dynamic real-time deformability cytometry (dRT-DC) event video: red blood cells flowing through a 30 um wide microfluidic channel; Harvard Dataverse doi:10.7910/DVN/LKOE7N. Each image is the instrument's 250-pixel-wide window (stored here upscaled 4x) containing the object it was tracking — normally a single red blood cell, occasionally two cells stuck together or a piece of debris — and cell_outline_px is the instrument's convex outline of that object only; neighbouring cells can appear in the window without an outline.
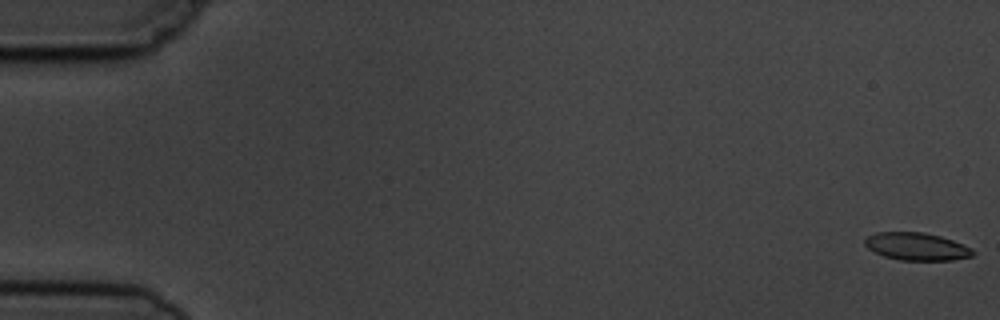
{"species": "common noctule bat (a hibernating species)", "species_latin": "Nyctalus noctula", "temperature_condition": "cold", "stored_images_in_passage": 15, "camera_frame_rate_fps": 3000, "um_per_image_px": 0.085, "animal": {"sex": "male", "body_mass_g": 19.5, "forearm_length_mm": 54.6}, "frame": {"image": 1, "passage_image": 1, "time_ms": 0.0, "image_size_px": [1000, 320], "cell_outline_px": [[972, 256], [952, 260], [900, 260], [884, 256], [868, 248], [864, 244], [864, 240], [868, 236], [876, 232], [924, 232], [940, 236], [952, 240], [972, 248]], "centroid_in_image_um": [77.89, 20.94], "position_along_channel_um": 7.1, "area_um2": 17.22}}
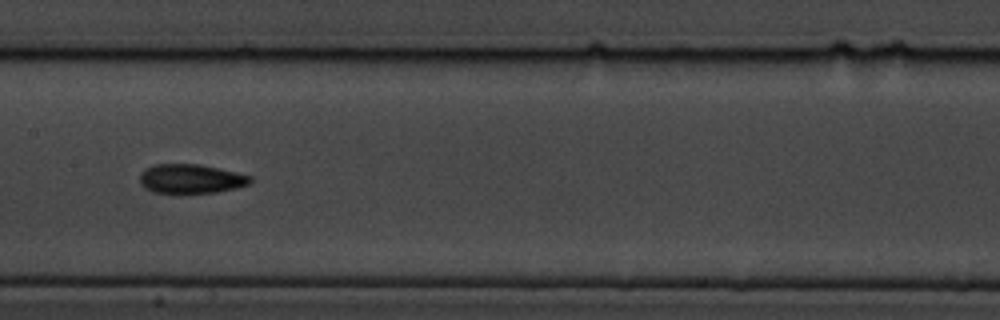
{"frame": {"image": 2, "passage_image": 8, "time_ms": 9.0, "image_size_px": [1000, 320], "cell_outline_px": [[252, 180], [248, 184], [236, 188], [216, 192], [152, 192], [144, 188], [140, 184], [140, 172], [144, 168], [156, 164], [200, 164], [252, 176]], "centroid_in_image_um": [16.19, 15.18], "position_along_channel_um": 191.2, "area_um2": 18.67}}
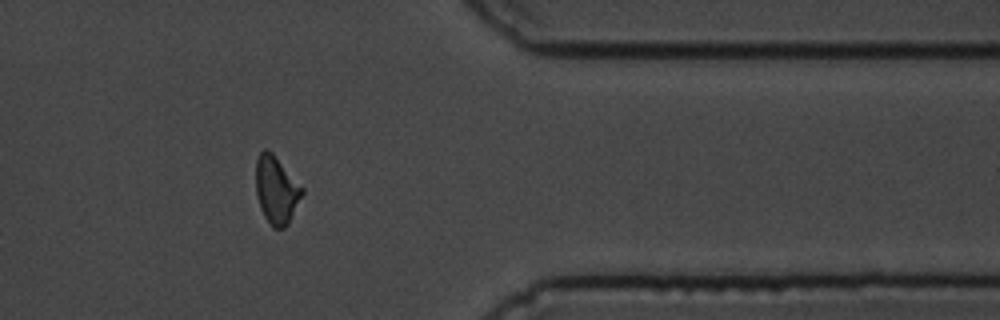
{"frame": {"image": 3, "passage_image": 13, "time_ms": 14.667, "image_size_px": [1000, 320], "cell_outline_px": [[304, 192], [288, 224], [284, 228], [272, 228], [264, 216], [260, 208], [256, 196], [256, 160], [260, 152], [264, 148], [268, 148], [272, 152], [304, 188]], "centroid_in_image_um": [23.48, 16.14], "position_along_channel_um": 387.9, "area_um2": 18.38}, "authors_computed_cell_mechanics": {"area_um2": 18.3804, "velocity_mm_per_s": 3.7416, "shape_relaxation_time_tau1_ms": 5.5247, "shape_relaxation_time_tau2_ms": 2.2683, "deformation_change_tau1": 0.1477, "deformation_change_tau2": 0.0704}}